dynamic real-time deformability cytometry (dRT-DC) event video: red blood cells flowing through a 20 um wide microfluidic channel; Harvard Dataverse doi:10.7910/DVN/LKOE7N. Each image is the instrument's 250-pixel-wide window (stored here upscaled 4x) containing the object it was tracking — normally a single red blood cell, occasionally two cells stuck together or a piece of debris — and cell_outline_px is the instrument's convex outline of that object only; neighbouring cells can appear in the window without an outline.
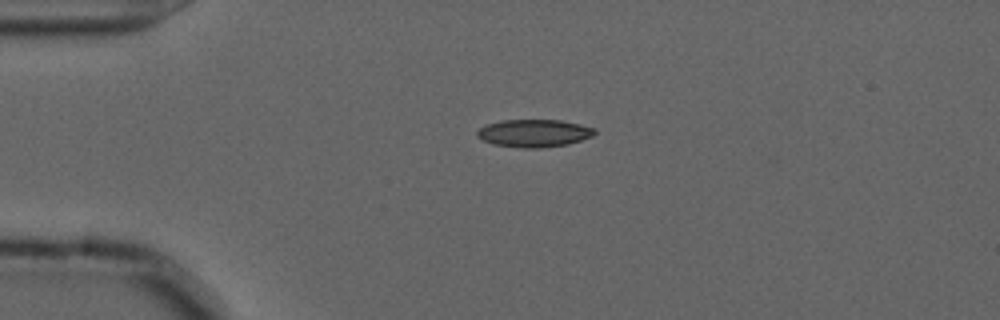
{"species": "common noctule bat (a hibernating species)", "species_latin": "Nyctalus noctula", "temperature_condition": "cold", "stored_images_in_passage": 43, "camera_frame_rate_fps": 3000, "um_per_image_px": 0.085, "animal": {"sex": "male", "forearm_length_mm": 52.5}, "frame": {"image": 1, "passage_image": 1, "time_ms": 0.0, "image_size_px": [1000, 320], "cell_outline_px": [[596, 132], [592, 136], [568, 144], [544, 148], [520, 148], [492, 144], [476, 136], [476, 132], [480, 128], [488, 124], [500, 120], [560, 120], [580, 124], [596, 128]], "centroid_in_image_um": [45.39, 11.32], "position_along_channel_um": 39.6, "area_um2": 19.02}}
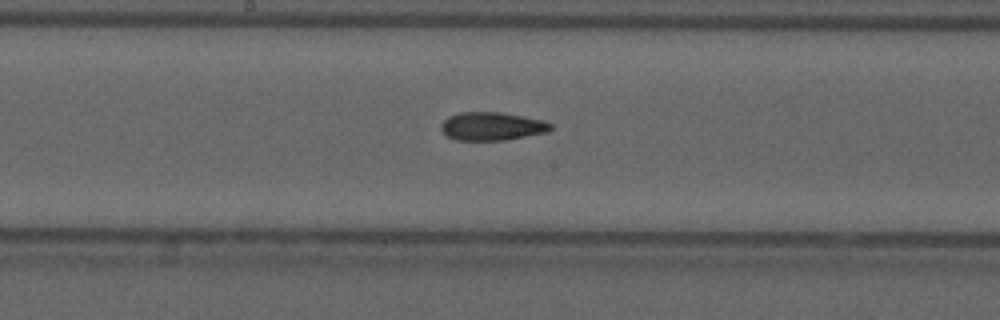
{"frame": {"image": 2, "passage_image": 17, "time_ms": 5.333, "image_size_px": [1000, 320], "cell_outline_px": [[552, 128], [548, 132], [504, 140], [456, 140], [448, 136], [440, 128], [440, 124], [448, 116], [460, 112], [500, 112], [544, 120], [552, 124]], "centroid_in_image_um": [41.81, 10.73], "position_along_channel_um": 206.4, "area_um2": 18.03}}
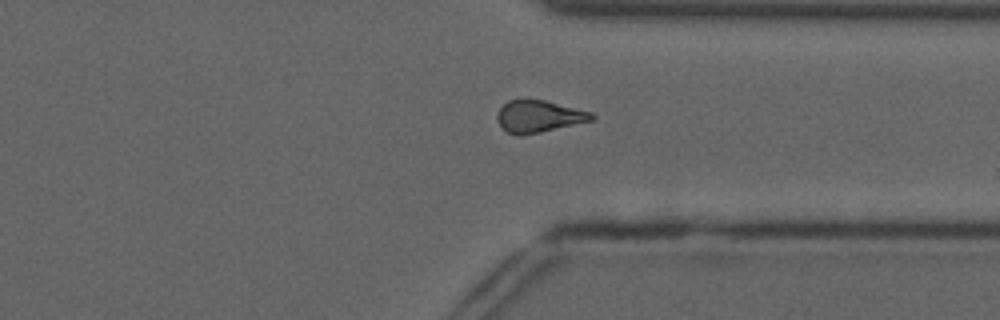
{"frame": {"image": 3, "passage_image": 30, "time_ms": 9.667, "image_size_px": [1000, 320], "cell_outline_px": [[596, 116], [592, 120], [540, 132], [520, 136], [516, 136], [508, 132], [500, 124], [496, 116], [500, 108], [508, 100], [520, 96], [544, 100], [592, 112]], "centroid_in_image_um": [45.76, 9.85], "position_along_channel_um": 365.6, "area_um2": 17.86}, "authors_computed_cell_mechanics": {"area_um2": 17.9758, "velocity_mm_per_s": 3.6816, "shape_relaxation_time_tau1_ms": null, "shape_relaxation_time_tau2_ms": 3.093, "deformation_change_tau1": null, "deformation_change_tau2": 0.1043}}